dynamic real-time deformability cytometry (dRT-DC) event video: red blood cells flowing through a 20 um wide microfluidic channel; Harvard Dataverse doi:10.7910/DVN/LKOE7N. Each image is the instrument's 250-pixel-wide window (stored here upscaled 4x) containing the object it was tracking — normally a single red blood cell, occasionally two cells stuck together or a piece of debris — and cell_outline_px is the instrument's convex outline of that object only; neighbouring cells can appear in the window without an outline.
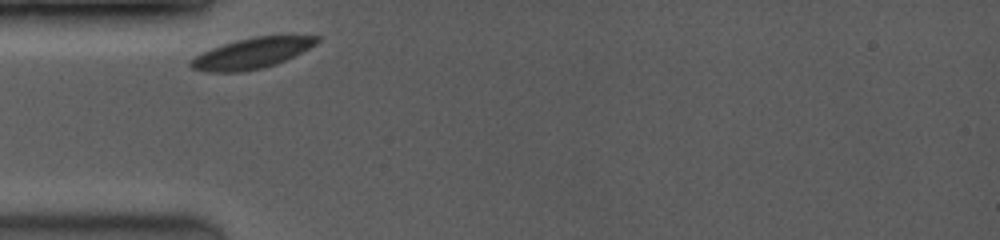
{"species": "common noctule bat (a hibernating species)", "species_latin": "Nyctalus noctula", "temperature_condition": "room temperature", "stored_images_in_passage": 24, "camera_frame_rate_fps": 3500, "um_per_image_px": 0.085, "animal": {"sex": "female", "body_mass_g": 19.0, "forearm_length_mm": 53.3}, "frame": {"image": 1, "passage_image": 1, "time_ms": 0.0, "image_size_px": [1000, 240], "cell_outline_px": [[320, 40], [316, 44], [276, 64], [244, 72], [204, 72], [192, 68], [188, 64], [196, 56], [212, 48], [224, 44], [256, 36], [320, 36]], "centroid_in_image_um": [21.38, 4.54], "position_along_channel_um": 63.6, "area_um2": 21.96}}
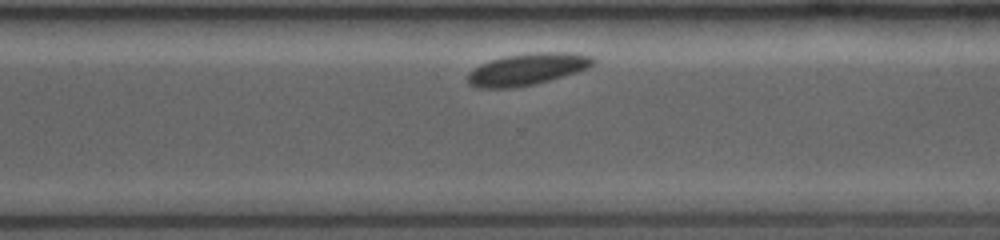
{"frame": {"image": 2, "passage_image": 19, "time_ms": 7.143, "image_size_px": [1000, 240], "cell_outline_px": [[596, 64], [588, 68], [576, 72], [548, 80], [532, 84], [512, 88], [476, 88], [468, 84], [468, 72], [480, 64], [492, 60], [508, 56], [540, 52], [568, 52], [592, 56], [596, 60]], "centroid_in_image_um": [44.82, 5.89], "position_along_channel_um": 325.8, "area_um2": 23.0}}
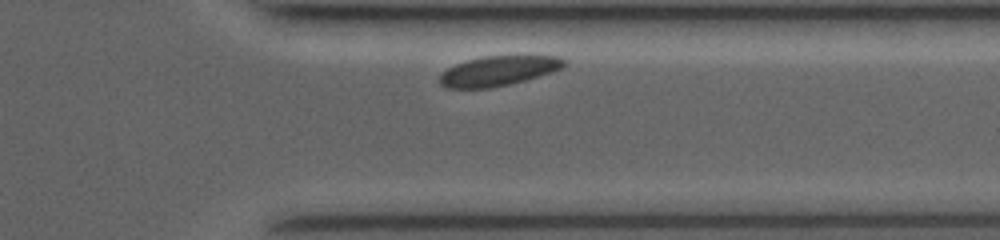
{"frame": {"image": 3, "passage_image": 22, "time_ms": 8.286, "image_size_px": [1000, 240], "cell_outline_px": [[568, 64], [564, 68], [552, 72], [524, 80], [508, 84], [488, 88], [444, 88], [440, 84], [440, 76], [448, 68], [456, 64], [468, 60], [484, 56], [560, 56], [568, 60]], "centroid_in_image_um": [42.42, 6.02], "position_along_channel_um": 369.0, "area_um2": 21.56}}